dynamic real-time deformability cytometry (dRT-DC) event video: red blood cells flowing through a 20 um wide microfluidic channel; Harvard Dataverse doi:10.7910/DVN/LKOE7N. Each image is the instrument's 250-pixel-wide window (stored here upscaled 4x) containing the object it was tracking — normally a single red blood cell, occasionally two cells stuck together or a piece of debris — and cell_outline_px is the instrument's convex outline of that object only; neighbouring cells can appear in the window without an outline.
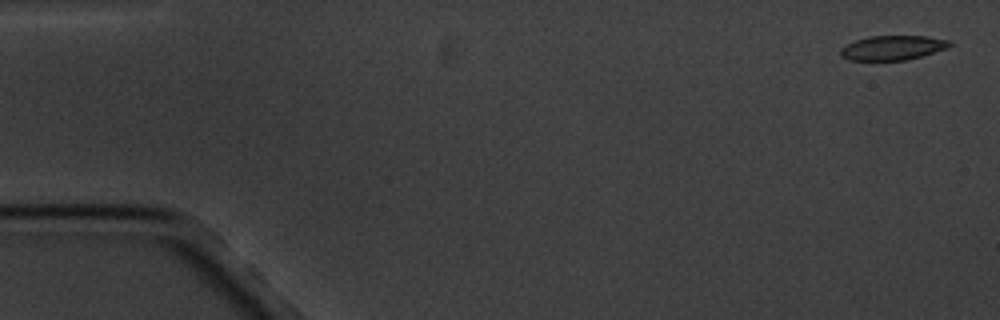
{"species": "common noctule bat (a hibernating species)", "species_latin": "Nyctalus noctula", "temperature_condition": "cold", "stored_images_in_passage": 5, "camera_frame_rate_fps": 3000, "um_per_image_px": 0.085, "animal": {"sex": "male", "body_mass_g": 20.1, "forearm_length_mm": 53.5}, "frame": {"image": 1, "passage_image": 1, "time_ms": 0.0, "image_size_px": [1000, 320], "cell_outline_px": [[952, 44], [948, 48], [908, 60], [848, 60], [840, 56], [840, 48], [856, 40], [868, 36], [928, 36], [952, 40]], "centroid_in_image_um": [75.9, 4.06], "position_along_channel_um": 9.1, "area_um2": 15.72}}
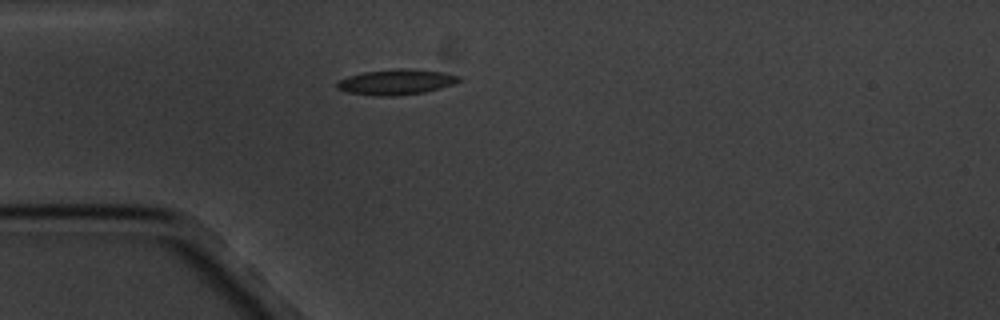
{"frame": {"image": 2, "passage_image": 5, "time_ms": 4.667, "image_size_px": [1000, 320], "cell_outline_px": [[464, 80], [440, 88], [424, 92], [392, 96], [376, 96], [344, 92], [336, 88], [336, 84], [340, 80], [348, 76], [364, 72], [396, 68], [408, 68], [444, 72], [460, 76]], "centroid_in_image_um": [33.68, 6.96], "position_along_channel_um": 51.3, "area_um2": 18.21}}